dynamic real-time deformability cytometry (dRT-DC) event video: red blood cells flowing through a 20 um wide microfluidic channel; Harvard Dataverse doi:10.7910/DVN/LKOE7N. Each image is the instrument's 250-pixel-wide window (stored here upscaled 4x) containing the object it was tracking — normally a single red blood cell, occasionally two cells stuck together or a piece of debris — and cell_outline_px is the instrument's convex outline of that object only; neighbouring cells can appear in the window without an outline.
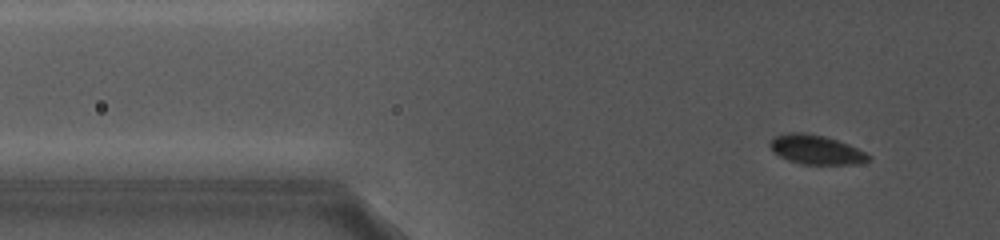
{"species": "common noctule bat (a hibernating species)", "species_latin": "Nyctalus noctula", "temperature_condition": "cold", "stored_images_in_passage": 78, "camera_frame_rate_fps": 5000, "um_per_image_px": 0.085, "animal": {"sex": "female", "body_mass_g": 19.0, "forearm_length_mm": 56.7}, "frame": {"image": 1, "passage_image": 18, "time_ms": 4.4, "image_size_px": [1000, 240], "cell_outline_px": [[872, 160], [856, 164], [800, 164], [788, 160], [772, 152], [768, 144], [772, 136], [788, 132], [804, 132], [824, 136], [848, 144], [872, 156]], "centroid_in_image_um": [69.32, 12.71], "position_along_channel_um": 56.5, "area_um2": 16.99}}
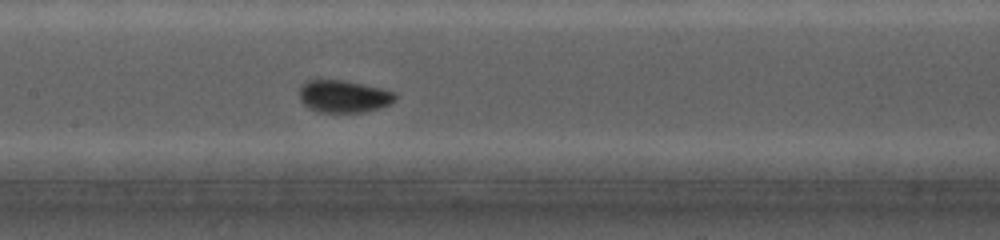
{"frame": {"image": 2, "passage_image": 44, "time_ms": 9.0, "image_size_px": [1000, 240], "cell_outline_px": [[396, 100], [392, 104], [380, 108], [364, 112], [320, 112], [308, 108], [300, 100], [300, 88], [308, 80], [340, 80], [380, 88], [396, 92]], "centroid_in_image_um": [29.25, 8.21], "position_along_channel_um": 178.2, "area_um2": 17.98}}
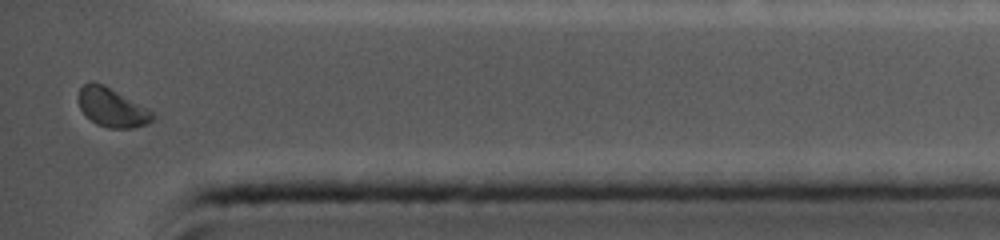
{"frame": {"image": 3, "passage_image": 78, "time_ms": 15.4, "image_size_px": [1000, 240], "cell_outline_px": [[156, 116], [148, 124], [132, 128], [108, 128], [96, 124], [80, 108], [76, 96], [80, 88], [84, 84], [92, 80], [104, 84], [148, 108]], "centroid_in_image_um": [9.51, 9.11], "position_along_channel_um": 425.7, "area_um2": 16.99}}